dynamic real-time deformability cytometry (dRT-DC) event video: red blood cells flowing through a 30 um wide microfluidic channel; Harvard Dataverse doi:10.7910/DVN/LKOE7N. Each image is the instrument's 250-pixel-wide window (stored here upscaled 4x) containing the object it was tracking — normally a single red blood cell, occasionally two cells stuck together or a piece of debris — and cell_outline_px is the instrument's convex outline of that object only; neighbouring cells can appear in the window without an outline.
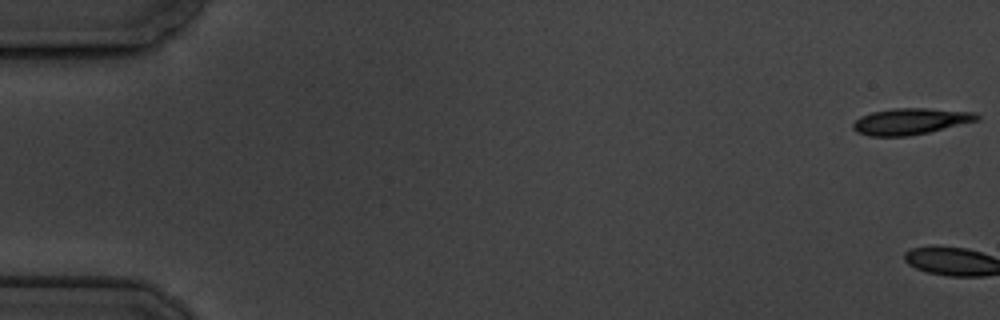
{"species": "common noctule bat (a hibernating species)", "species_latin": "Nyctalus noctula", "temperature_condition": "cold", "stored_images_in_passage": 7, "segment_of_instrument_passage": [1, 2], "camera_frame_rate_fps": 3000, "um_per_image_px": 0.085, "animal": {"sex": "male", "body_mass_g": 19.5, "forearm_length_mm": 54.6}, "frame": {"image": 1, "passage_image": 1, "time_ms": 0.0, "image_size_px": [1000, 320], "cell_outline_px": [[980, 120], [928, 132], [908, 136], [868, 136], [856, 132], [852, 128], [852, 124], [860, 116], [872, 112], [892, 108], [928, 108], [976, 112], [980, 116]], "centroid_in_image_um": [77.39, 10.31], "position_along_channel_um": 7.6, "area_um2": 19.13}}
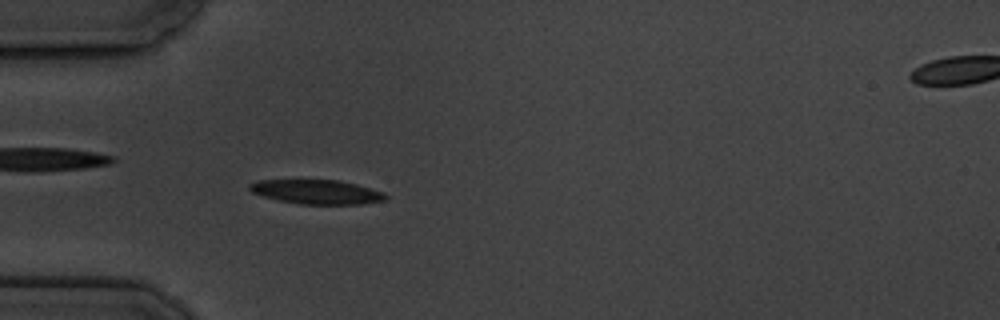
{"frame": {"image": 2, "passage_image": 6, "time_ms": 6.333, "image_size_px": [1000, 320], "cell_outline_px": [[388, 196], [384, 200], [360, 204], [300, 204], [280, 200], [264, 196], [252, 192], [248, 188], [248, 184], [256, 180], [340, 180], [356, 184], [384, 192]], "centroid_in_image_um": [26.92, 16.3], "position_along_channel_um": 58.1, "area_um2": 19.13}}